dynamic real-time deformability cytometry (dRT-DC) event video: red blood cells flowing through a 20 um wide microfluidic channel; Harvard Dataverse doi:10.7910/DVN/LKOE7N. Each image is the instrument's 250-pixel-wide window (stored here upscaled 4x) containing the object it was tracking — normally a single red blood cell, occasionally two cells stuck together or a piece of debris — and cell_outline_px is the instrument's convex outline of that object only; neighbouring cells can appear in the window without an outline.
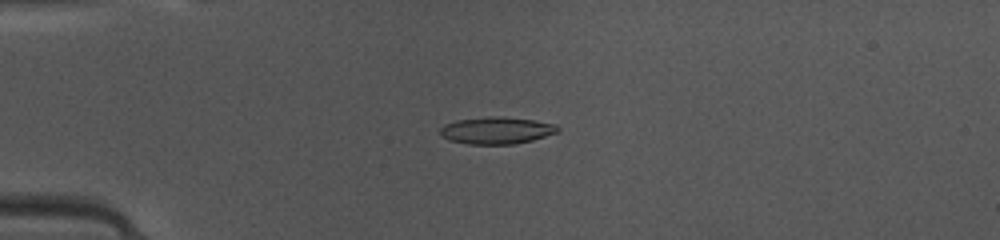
{"species": "common noctule bat (a hibernating species)", "species_latin": "Nyctalus noctula", "temperature_condition": "warm", "stored_images_in_passage": 37, "camera_frame_rate_fps": 3000, "um_per_image_px": 0.085, "animal": {"sex": "female", "body_mass_g": 10.0, "forearm_length_mm": 53.1}, "frame": {"image": 1, "passage_image": 1, "time_ms": 0.0, "image_size_px": [1000, 240], "cell_outline_px": [[560, 132], [532, 140], [516, 144], [468, 144], [448, 140], [440, 132], [440, 128], [444, 124], [456, 120], [488, 116], [500, 116], [532, 120], [556, 124], [560, 128]], "centroid_in_image_um": [42.22, 11.08], "position_along_channel_um": 42.8, "area_um2": 18.61}}
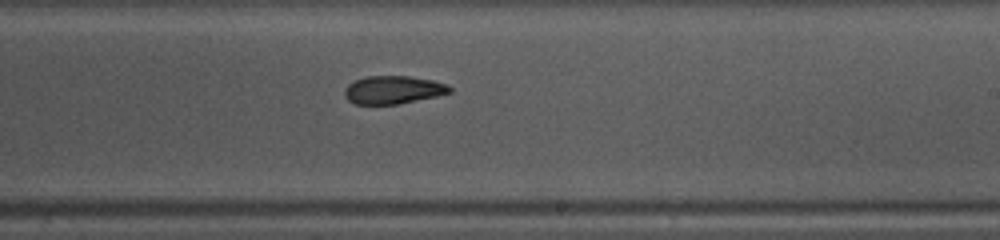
{"frame": {"image": 2, "passage_image": 18, "time_ms": 5.667, "image_size_px": [1000, 240], "cell_outline_px": [[452, 92], [436, 96], [396, 104], [356, 104], [348, 100], [344, 96], [344, 88], [348, 84], [364, 76], [408, 76], [432, 80], [448, 84], [452, 88]], "centroid_in_image_um": [33.4, 7.63], "position_along_channel_um": 255.6, "area_um2": 17.17}}
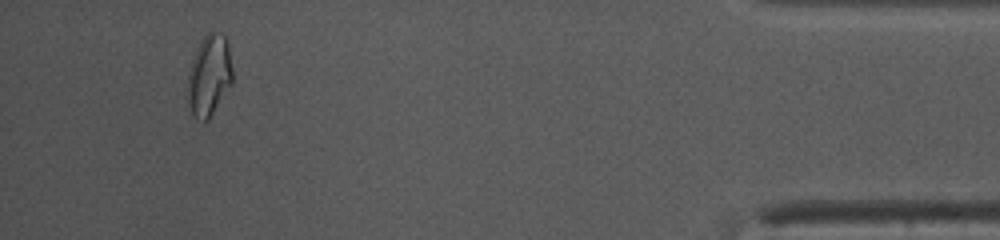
{"frame": {"image": 3, "passage_image": 34, "time_ms": 11.0, "image_size_px": [1000, 240], "cell_outline_px": [[232, 84], [208, 120], [196, 120], [192, 116], [188, 104], [188, 72], [196, 48], [200, 40], [212, 28], [228, 36], [232, 68]], "centroid_in_image_um": [17.8, 6.35], "position_along_channel_um": 417.4, "area_um2": 21.79}, "authors_computed_cell_mechanics": {"area_um2": 18.1492, "velocity_mm_per_s": 4.1607, "shape_relaxation_time_tau1_ms": 10.482, "shape_relaxation_time_tau2_ms": 2.7686, "deformation_change_tau1": 0.2705, "deformation_change_tau2": 0.0924}}